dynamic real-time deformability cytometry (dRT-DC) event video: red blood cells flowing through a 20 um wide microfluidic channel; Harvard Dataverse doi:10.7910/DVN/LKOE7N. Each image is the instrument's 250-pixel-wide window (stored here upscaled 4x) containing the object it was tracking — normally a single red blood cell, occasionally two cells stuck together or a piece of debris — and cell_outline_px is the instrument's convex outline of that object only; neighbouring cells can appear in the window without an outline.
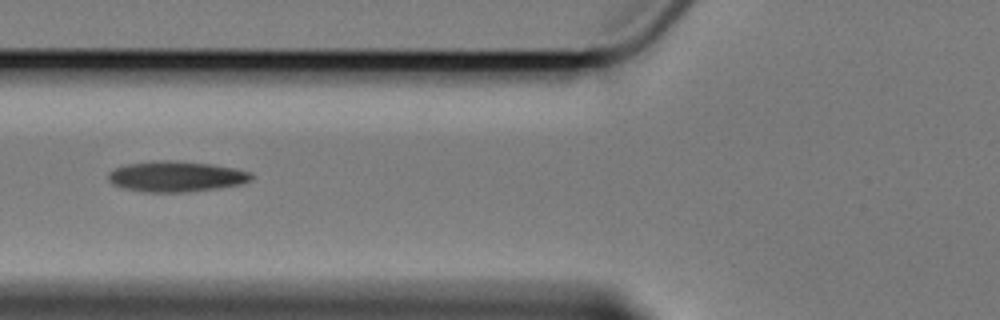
{"species": "Egyptian fruit bat (a non-hibernating species)", "species_latin": "Rousettus aegyptiacus", "temperature_condition": "cold", "stored_images_in_passage": 8, "camera_frame_rate_fps": 3000, "um_per_image_px": 0.085, "animal": {"sex": "female"}, "frame": {"image": 1, "passage_image": 7, "time_ms": 7.0, "image_size_px": [1000, 320], "cell_outline_px": [[252, 180], [240, 184], [216, 188], [188, 192], [144, 192], [124, 188], [112, 184], [108, 180], [108, 172], [116, 168], [128, 164], [160, 160], [172, 160], [212, 164], [236, 168], [252, 172]], "centroid_in_image_um": [14.98, 15.0], "position_along_channel_um": 110.8, "area_um2": 25.55}}
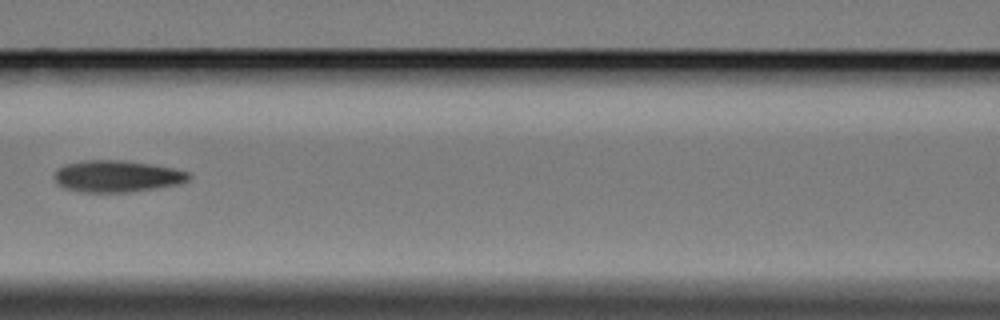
{"frame": {"image": 2, "passage_image": 8, "time_ms": 8.333, "image_size_px": [1000, 320], "cell_outline_px": [[192, 176], [188, 180], [176, 184], [132, 192], [80, 192], [64, 188], [56, 184], [52, 176], [56, 168], [64, 164], [84, 160], [124, 160], [152, 164], [176, 168], [188, 172]], "centroid_in_image_um": [9.88, 14.97], "position_along_channel_um": 156.7, "area_um2": 25.2}}